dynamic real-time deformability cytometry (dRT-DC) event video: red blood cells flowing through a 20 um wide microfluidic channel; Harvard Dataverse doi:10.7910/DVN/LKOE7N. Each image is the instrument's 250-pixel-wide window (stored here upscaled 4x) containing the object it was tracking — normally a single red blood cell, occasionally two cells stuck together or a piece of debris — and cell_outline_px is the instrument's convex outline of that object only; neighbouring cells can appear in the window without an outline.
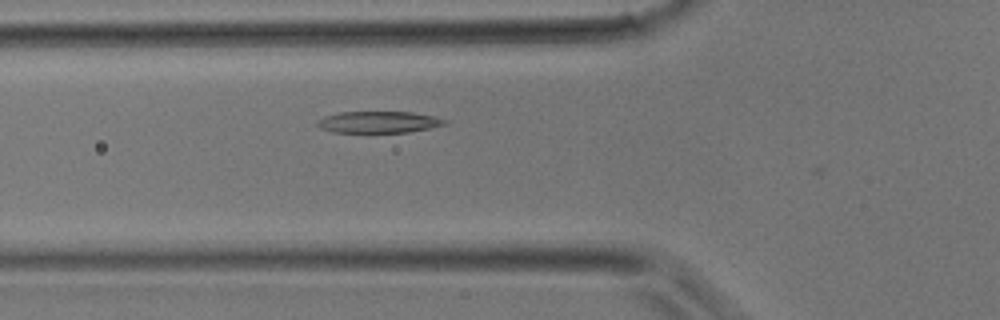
{"species": "common noctule bat (a hibernating species)", "species_latin": "Nyctalus noctula", "temperature_condition": "room temperature", "stored_images_in_passage": 26, "camera_frame_rate_fps": 3000, "um_per_image_px": 0.085, "animal": {"sex": "male", "body_mass_g": 17.9}, "frame": {"image": 1, "passage_image": 2, "time_ms": 0.333, "image_size_px": [1000, 320], "cell_outline_px": [[448, 124], [432, 128], [408, 132], [332, 132], [320, 128], [316, 124], [316, 120], [324, 116], [340, 112], [412, 112], [432, 116], [448, 120]], "centroid_in_image_um": [32.19, 10.38], "position_along_channel_um": 93.6, "area_um2": 16.13}}
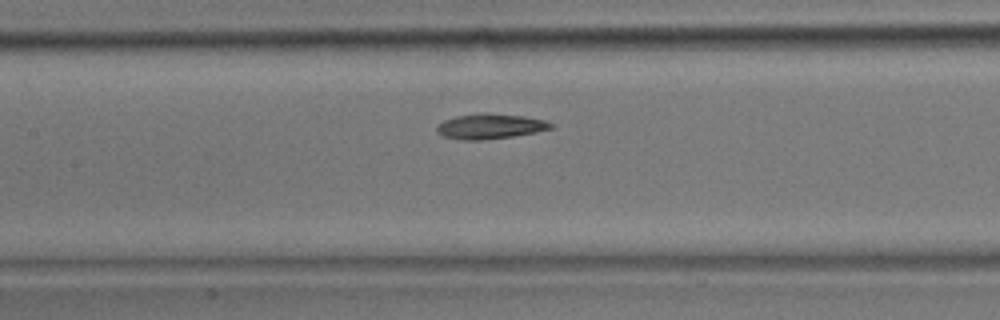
{"frame": {"image": 2, "passage_image": 6, "time_ms": 1.667, "image_size_px": [1000, 320], "cell_outline_px": [[556, 124], [552, 128], [536, 132], [512, 136], [480, 140], [460, 140], [444, 136], [436, 132], [436, 128], [444, 120], [456, 116], [484, 112], [488, 112], [524, 116], [544, 120]], "centroid_in_image_um": [41.67, 10.72], "position_along_channel_um": 165.7, "area_um2": 16.76}}
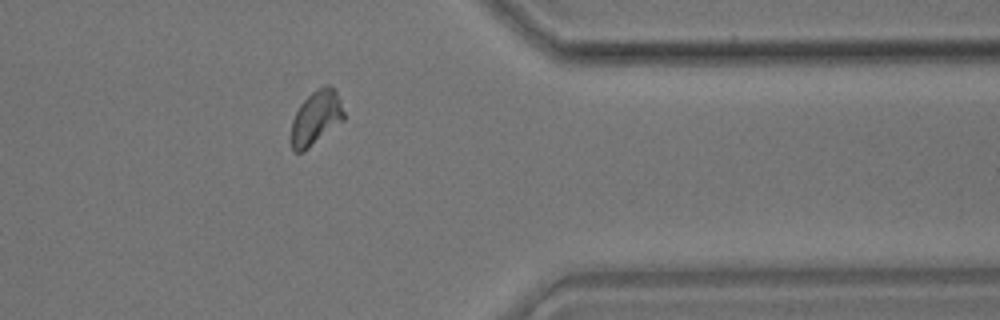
{"frame": {"image": 3, "passage_image": 19, "time_ms": 6.0, "image_size_px": [1000, 320], "cell_outline_px": [[344, 120], [304, 152], [292, 152], [292, 120], [300, 104], [316, 88], [324, 84], [328, 84], [336, 92], [340, 100], [344, 112]], "centroid_in_image_um": [26.87, 10.01], "position_along_channel_um": 384.5, "area_um2": 16.59}}